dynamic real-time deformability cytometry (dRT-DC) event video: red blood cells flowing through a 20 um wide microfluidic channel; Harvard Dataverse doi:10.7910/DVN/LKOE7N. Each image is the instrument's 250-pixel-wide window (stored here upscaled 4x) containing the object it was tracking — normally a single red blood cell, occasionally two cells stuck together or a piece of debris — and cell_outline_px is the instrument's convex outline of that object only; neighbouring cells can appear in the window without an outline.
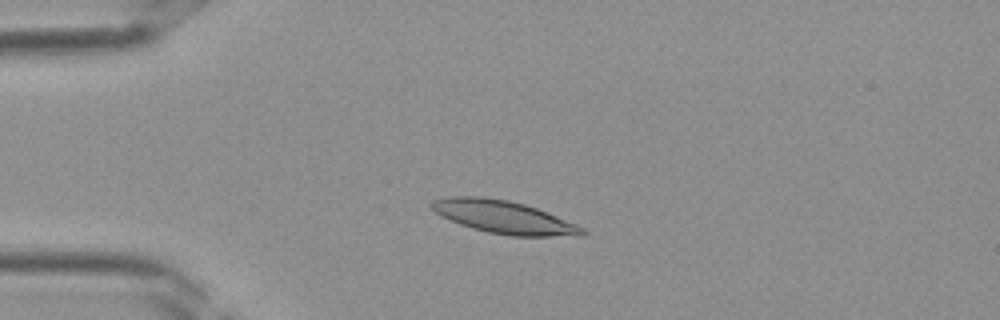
{"species": "Egyptian fruit bat (a non-hibernating species)", "species_latin": "Rousettus aegyptiacus", "temperature_condition": "room temperature", "stored_images_in_passage": 37, "camera_frame_rate_fps": 3000, "um_per_image_px": 0.085, "frame": {"image": 1, "passage_image": 8, "time_ms": 2.333, "image_size_px": [1000, 320], "cell_outline_px": [[588, 232], [584, 236], [512, 236], [488, 232], [472, 228], [460, 224], [440, 216], [432, 208], [432, 200], [448, 196], [480, 196], [508, 200], [524, 204], [536, 208], [576, 224], [584, 228]], "centroid_in_image_um": [42.83, 18.46], "position_along_channel_um": 42.2, "area_um2": 28.73}}
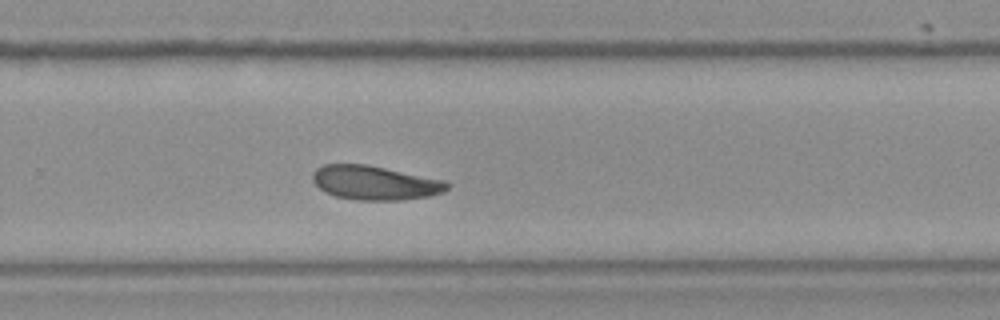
{"frame": {"image": 2, "passage_image": 24, "time_ms": 7.667, "image_size_px": [1000, 320], "cell_outline_px": [[452, 184], [444, 192], [428, 196], [400, 200], [356, 200], [336, 196], [324, 192], [312, 180], [312, 172], [316, 168], [324, 164], [364, 164], [444, 180]], "centroid_in_image_um": [31.85, 15.54], "position_along_channel_um": 298.0, "area_um2": 26.65}}
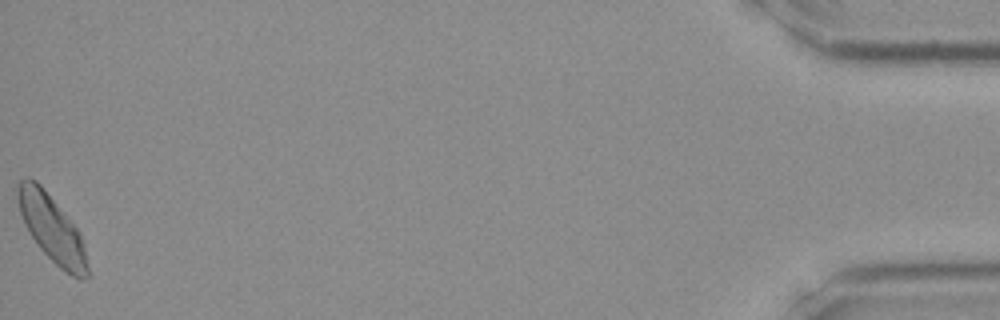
{"frame": {"image": 3, "passage_image": 37, "time_ms": 12.0, "image_size_px": [1000, 320], "cell_outline_px": [[88, 276], [80, 280], [72, 276], [60, 268], [40, 248], [24, 224], [20, 212], [16, 196], [16, 188], [20, 180], [24, 176], [28, 176], [36, 180], [44, 188], [80, 232], [84, 248], [88, 268]], "centroid_in_image_um": [4.38, 19.39], "position_along_channel_um": 430.8, "area_um2": 26.99}}